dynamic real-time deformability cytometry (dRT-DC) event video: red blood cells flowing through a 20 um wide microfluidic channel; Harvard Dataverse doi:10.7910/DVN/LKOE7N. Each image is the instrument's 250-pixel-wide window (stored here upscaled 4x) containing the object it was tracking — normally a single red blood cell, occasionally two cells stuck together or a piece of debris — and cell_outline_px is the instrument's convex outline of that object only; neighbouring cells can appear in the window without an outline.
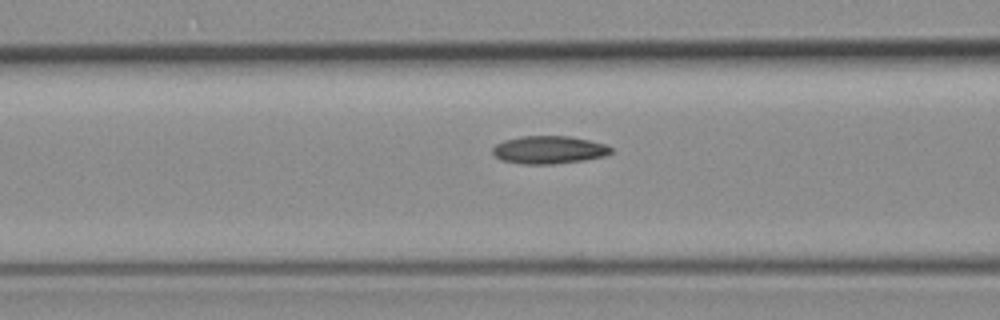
{"species": "common noctule bat (a hibernating species)", "species_latin": "Nyctalus noctula", "temperature_condition": "room temperature", "stored_images_in_passage": 36, "camera_frame_rate_fps": 3000, "um_per_image_px": 0.085, "animal": {"sex": "female", "body_mass_g": 19.3, "forearm_length_mm": 54.1}, "frame": {"image": 1, "passage_image": 14, "time_ms": 4.333, "image_size_px": [1000, 320], "cell_outline_px": [[612, 152], [604, 156], [584, 160], [556, 164], [524, 164], [500, 160], [492, 152], [492, 148], [496, 144], [504, 140], [520, 136], [568, 136], [588, 140], [604, 144], [612, 148]], "centroid_in_image_um": [46.63, 12.74], "position_along_channel_um": 120.0, "area_um2": 19.19}}
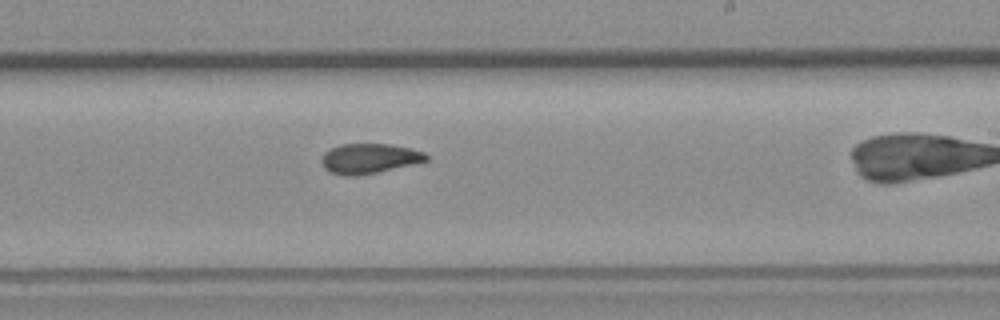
{"frame": {"image": 2, "passage_image": 25, "time_ms": 8.0, "image_size_px": [1000, 320], "cell_outline_px": [[428, 160], [412, 164], [376, 172], [356, 176], [344, 176], [332, 172], [324, 168], [320, 160], [320, 156], [324, 152], [340, 144], [392, 144], [424, 152], [428, 156]], "centroid_in_image_um": [31.34, 13.47], "position_along_channel_um": 257.7, "area_um2": 18.15}}
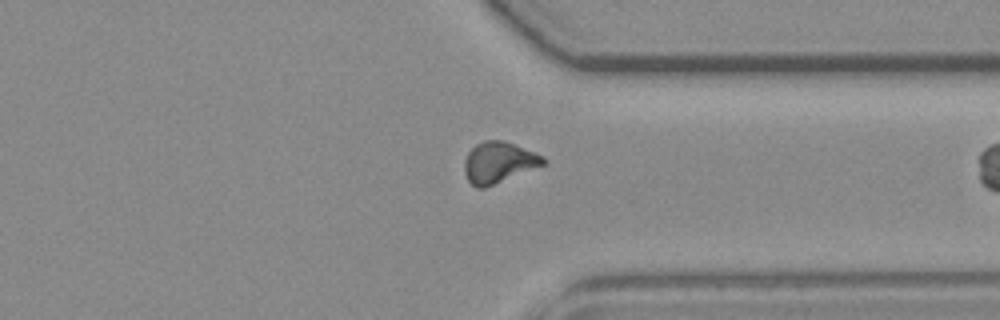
{"frame": {"image": 3, "passage_image": 34, "time_ms": 11.0, "image_size_px": [1000, 320], "cell_outline_px": [[548, 160], [544, 164], [484, 188], [476, 188], [468, 180], [464, 172], [464, 160], [468, 152], [476, 144], [484, 140], [504, 140], [544, 156]], "centroid_in_image_um": [42.37, 13.79], "position_along_channel_um": 369.0, "area_um2": 18.73}}